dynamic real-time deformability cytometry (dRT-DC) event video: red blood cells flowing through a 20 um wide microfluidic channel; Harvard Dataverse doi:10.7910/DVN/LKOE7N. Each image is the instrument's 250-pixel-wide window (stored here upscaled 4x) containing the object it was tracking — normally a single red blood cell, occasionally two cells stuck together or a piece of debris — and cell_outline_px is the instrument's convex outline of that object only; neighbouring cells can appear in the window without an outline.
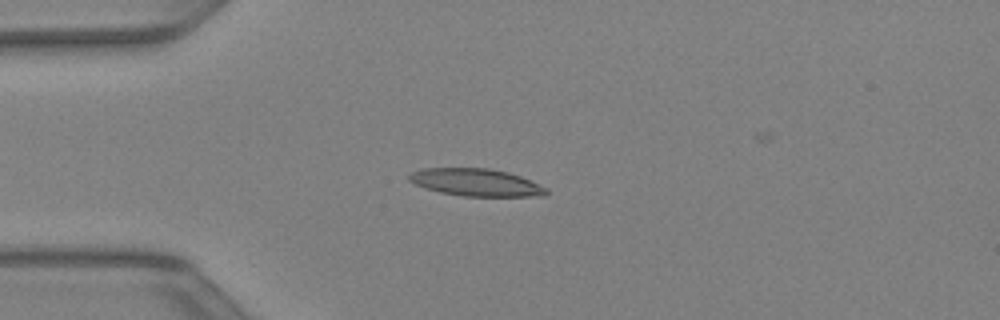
{"species": "Egyptian fruit bat (a non-hibernating species)", "species_latin": "Rousettus aegyptiacus", "temperature_condition": "warm", "stored_images_in_passage": 27, "camera_frame_rate_fps": 3000, "um_per_image_px": 0.085, "animal": {"sex": "female"}, "frame": {"image": 1, "passage_image": 2, "time_ms": 0.333, "image_size_px": [1000, 320], "cell_outline_px": [[548, 192], [544, 196], [464, 196], [440, 192], [416, 184], [408, 180], [408, 176], [412, 172], [420, 168], [488, 168], [508, 172], [520, 176], [548, 188]], "centroid_in_image_um": [40.48, 15.5], "position_along_channel_um": 44.5, "area_um2": 21.79}}
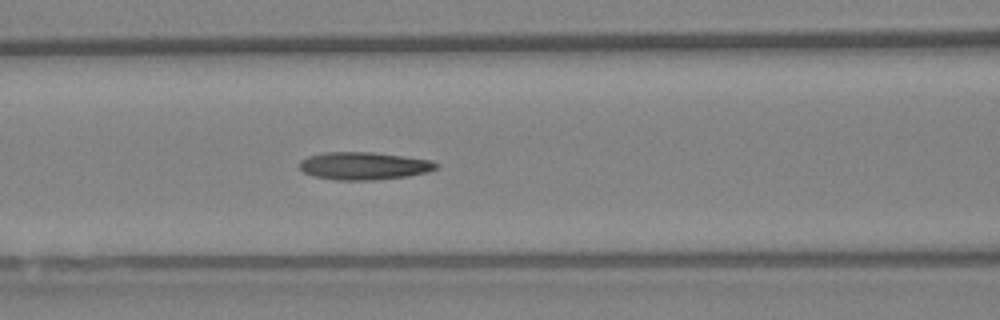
{"frame": {"image": 2, "passage_image": 9, "time_ms": 2.667, "image_size_px": [1000, 320], "cell_outline_px": [[440, 164], [436, 168], [428, 172], [408, 176], [372, 180], [336, 180], [312, 176], [304, 172], [300, 168], [300, 160], [308, 156], [324, 152], [372, 152], [404, 156], [432, 160]], "centroid_in_image_um": [30.94, 14.1], "position_along_channel_um": 135.7, "area_um2": 22.14}}
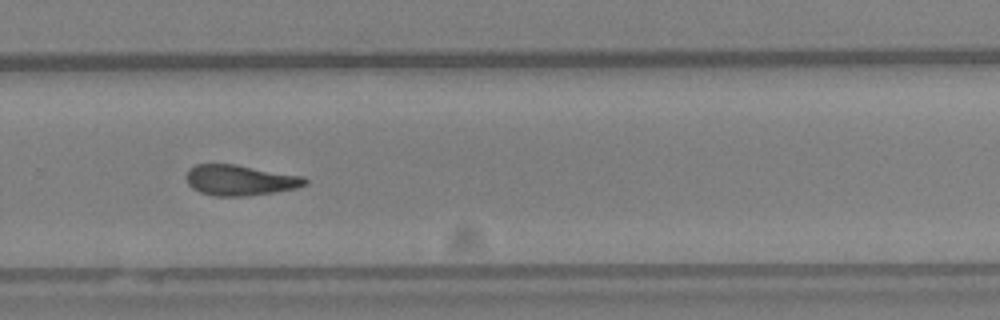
{"frame": {"image": 3, "passage_image": 20, "time_ms": 6.333, "image_size_px": [1000, 320], "cell_outline_px": [[308, 184], [296, 188], [248, 196], [212, 196], [200, 192], [192, 188], [188, 184], [188, 168], [196, 164], [236, 164], [304, 176], [308, 180]], "centroid_in_image_um": [20.42, 15.31], "position_along_channel_um": 309.4, "area_um2": 21.21}}